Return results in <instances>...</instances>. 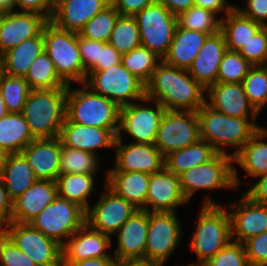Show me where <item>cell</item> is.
I'll use <instances>...</instances> for the list:
<instances>
[{"instance_id":"6da1fadb","label":"cell","mask_w":267,"mask_h":266,"mask_svg":"<svg viewBox=\"0 0 267 266\" xmlns=\"http://www.w3.org/2000/svg\"><path fill=\"white\" fill-rule=\"evenodd\" d=\"M206 89L186 69L163 60L145 85V97L157 101L165 110L193 111L205 103Z\"/></svg>"},{"instance_id":"7a4b0ae2","label":"cell","mask_w":267,"mask_h":266,"mask_svg":"<svg viewBox=\"0 0 267 266\" xmlns=\"http://www.w3.org/2000/svg\"><path fill=\"white\" fill-rule=\"evenodd\" d=\"M200 139L208 142L217 153L234 157L261 129L256 120L236 118L218 112L204 103L198 110ZM227 147H236L229 154ZM238 147V148H237Z\"/></svg>"},{"instance_id":"3957f363","label":"cell","mask_w":267,"mask_h":266,"mask_svg":"<svg viewBox=\"0 0 267 266\" xmlns=\"http://www.w3.org/2000/svg\"><path fill=\"white\" fill-rule=\"evenodd\" d=\"M67 87L31 90L22 115L34 139H51L60 135L65 120Z\"/></svg>"},{"instance_id":"277c9868","label":"cell","mask_w":267,"mask_h":266,"mask_svg":"<svg viewBox=\"0 0 267 266\" xmlns=\"http://www.w3.org/2000/svg\"><path fill=\"white\" fill-rule=\"evenodd\" d=\"M81 88L67 87L64 122L119 131L120 107L110 99L94 93L84 83Z\"/></svg>"},{"instance_id":"5b68a950","label":"cell","mask_w":267,"mask_h":266,"mask_svg":"<svg viewBox=\"0 0 267 266\" xmlns=\"http://www.w3.org/2000/svg\"><path fill=\"white\" fill-rule=\"evenodd\" d=\"M199 214L196 231L189 243L191 250L197 256L198 262H206L225 247L231 238V220L224 205L213 202L212 197L204 198Z\"/></svg>"},{"instance_id":"8992f818","label":"cell","mask_w":267,"mask_h":266,"mask_svg":"<svg viewBox=\"0 0 267 266\" xmlns=\"http://www.w3.org/2000/svg\"><path fill=\"white\" fill-rule=\"evenodd\" d=\"M43 38L44 51L60 79L66 85L85 83L87 73L78 48V33L60 29L49 21L43 28Z\"/></svg>"},{"instance_id":"52a82bcc","label":"cell","mask_w":267,"mask_h":266,"mask_svg":"<svg viewBox=\"0 0 267 266\" xmlns=\"http://www.w3.org/2000/svg\"><path fill=\"white\" fill-rule=\"evenodd\" d=\"M231 155L217 153L212 159L179 174L181 191L190 201L199 190L237 189L241 183Z\"/></svg>"},{"instance_id":"ba28073f","label":"cell","mask_w":267,"mask_h":266,"mask_svg":"<svg viewBox=\"0 0 267 266\" xmlns=\"http://www.w3.org/2000/svg\"><path fill=\"white\" fill-rule=\"evenodd\" d=\"M84 84L120 108L145 97V85L122 63L102 71H88Z\"/></svg>"},{"instance_id":"9c48e42d","label":"cell","mask_w":267,"mask_h":266,"mask_svg":"<svg viewBox=\"0 0 267 266\" xmlns=\"http://www.w3.org/2000/svg\"><path fill=\"white\" fill-rule=\"evenodd\" d=\"M85 216L86 211L78 204L57 196L29 224L63 247L66 239L86 223Z\"/></svg>"},{"instance_id":"30bf717a","label":"cell","mask_w":267,"mask_h":266,"mask_svg":"<svg viewBox=\"0 0 267 266\" xmlns=\"http://www.w3.org/2000/svg\"><path fill=\"white\" fill-rule=\"evenodd\" d=\"M141 38L147 47L162 60L167 55L177 27V16L165 5L154 0L149 6L134 15Z\"/></svg>"},{"instance_id":"8fae6325","label":"cell","mask_w":267,"mask_h":266,"mask_svg":"<svg viewBox=\"0 0 267 266\" xmlns=\"http://www.w3.org/2000/svg\"><path fill=\"white\" fill-rule=\"evenodd\" d=\"M176 212H148L145 262L165 264L182 238Z\"/></svg>"},{"instance_id":"7c38bea8","label":"cell","mask_w":267,"mask_h":266,"mask_svg":"<svg viewBox=\"0 0 267 266\" xmlns=\"http://www.w3.org/2000/svg\"><path fill=\"white\" fill-rule=\"evenodd\" d=\"M0 229L37 266H62V247L29 223L10 221Z\"/></svg>"},{"instance_id":"4fadbf2b","label":"cell","mask_w":267,"mask_h":266,"mask_svg":"<svg viewBox=\"0 0 267 266\" xmlns=\"http://www.w3.org/2000/svg\"><path fill=\"white\" fill-rule=\"evenodd\" d=\"M151 103L154 108H149ZM164 112L165 108L160 103L147 97L123 106L120 108L118 133L128 134L134 140L132 143L155 144Z\"/></svg>"},{"instance_id":"5bb4252c","label":"cell","mask_w":267,"mask_h":266,"mask_svg":"<svg viewBox=\"0 0 267 266\" xmlns=\"http://www.w3.org/2000/svg\"><path fill=\"white\" fill-rule=\"evenodd\" d=\"M200 140L197 112L165 110L158 127L155 146L165 157Z\"/></svg>"},{"instance_id":"9a60e30c","label":"cell","mask_w":267,"mask_h":266,"mask_svg":"<svg viewBox=\"0 0 267 266\" xmlns=\"http://www.w3.org/2000/svg\"><path fill=\"white\" fill-rule=\"evenodd\" d=\"M104 189L105 192L99 194V201L86 210V224L111 237L139 209L118 196L106 184Z\"/></svg>"},{"instance_id":"2e32d148","label":"cell","mask_w":267,"mask_h":266,"mask_svg":"<svg viewBox=\"0 0 267 266\" xmlns=\"http://www.w3.org/2000/svg\"><path fill=\"white\" fill-rule=\"evenodd\" d=\"M122 133H118L114 149L115 164L106 171H139L153 174L164 168L165 157L154 144H123Z\"/></svg>"},{"instance_id":"e0dca14e","label":"cell","mask_w":267,"mask_h":266,"mask_svg":"<svg viewBox=\"0 0 267 266\" xmlns=\"http://www.w3.org/2000/svg\"><path fill=\"white\" fill-rule=\"evenodd\" d=\"M147 234L148 211L139 209L114 234L118 244L113 257L118 263L145 262Z\"/></svg>"},{"instance_id":"ac0fdd59","label":"cell","mask_w":267,"mask_h":266,"mask_svg":"<svg viewBox=\"0 0 267 266\" xmlns=\"http://www.w3.org/2000/svg\"><path fill=\"white\" fill-rule=\"evenodd\" d=\"M240 198L224 206L230 215L231 238L243 244L249 238L267 231V206L252 202L244 194Z\"/></svg>"},{"instance_id":"d6986e66","label":"cell","mask_w":267,"mask_h":266,"mask_svg":"<svg viewBox=\"0 0 267 266\" xmlns=\"http://www.w3.org/2000/svg\"><path fill=\"white\" fill-rule=\"evenodd\" d=\"M48 22L35 12L7 11L0 17V56L24 40L38 36Z\"/></svg>"},{"instance_id":"ffe728a7","label":"cell","mask_w":267,"mask_h":266,"mask_svg":"<svg viewBox=\"0 0 267 266\" xmlns=\"http://www.w3.org/2000/svg\"><path fill=\"white\" fill-rule=\"evenodd\" d=\"M111 243L109 235L98 232L85 223L62 247V266L91 258H114L106 252Z\"/></svg>"},{"instance_id":"44dd1931","label":"cell","mask_w":267,"mask_h":266,"mask_svg":"<svg viewBox=\"0 0 267 266\" xmlns=\"http://www.w3.org/2000/svg\"><path fill=\"white\" fill-rule=\"evenodd\" d=\"M206 93L208 99L205 103L218 112L236 118L251 117V120H257L259 116L250 104L242 83L216 82L206 89Z\"/></svg>"},{"instance_id":"7402d4cb","label":"cell","mask_w":267,"mask_h":266,"mask_svg":"<svg viewBox=\"0 0 267 266\" xmlns=\"http://www.w3.org/2000/svg\"><path fill=\"white\" fill-rule=\"evenodd\" d=\"M186 203L188 201L181 191L178 175L165 167L159 172L150 174L146 211L177 212V208Z\"/></svg>"},{"instance_id":"603a6c76","label":"cell","mask_w":267,"mask_h":266,"mask_svg":"<svg viewBox=\"0 0 267 266\" xmlns=\"http://www.w3.org/2000/svg\"><path fill=\"white\" fill-rule=\"evenodd\" d=\"M111 4V0H55L50 19L56 27L79 33L85 24Z\"/></svg>"},{"instance_id":"cb8c5ba5","label":"cell","mask_w":267,"mask_h":266,"mask_svg":"<svg viewBox=\"0 0 267 266\" xmlns=\"http://www.w3.org/2000/svg\"><path fill=\"white\" fill-rule=\"evenodd\" d=\"M61 146L59 137L34 139L21 151L38 180L57 181Z\"/></svg>"},{"instance_id":"d4e9b609","label":"cell","mask_w":267,"mask_h":266,"mask_svg":"<svg viewBox=\"0 0 267 266\" xmlns=\"http://www.w3.org/2000/svg\"><path fill=\"white\" fill-rule=\"evenodd\" d=\"M119 131H109L100 127L85 126L74 122H64L59 139L63 146L79 149L97 155L101 148H113Z\"/></svg>"},{"instance_id":"484cf974","label":"cell","mask_w":267,"mask_h":266,"mask_svg":"<svg viewBox=\"0 0 267 266\" xmlns=\"http://www.w3.org/2000/svg\"><path fill=\"white\" fill-rule=\"evenodd\" d=\"M226 40L221 30L208 35L204 45L188 68L189 74L205 89L217 82L220 62L226 52Z\"/></svg>"},{"instance_id":"4316f807","label":"cell","mask_w":267,"mask_h":266,"mask_svg":"<svg viewBox=\"0 0 267 266\" xmlns=\"http://www.w3.org/2000/svg\"><path fill=\"white\" fill-rule=\"evenodd\" d=\"M58 196V187L55 181L37 180L21 196L13 201V211L10 221L29 223L47 205Z\"/></svg>"},{"instance_id":"83f0119b","label":"cell","mask_w":267,"mask_h":266,"mask_svg":"<svg viewBox=\"0 0 267 266\" xmlns=\"http://www.w3.org/2000/svg\"><path fill=\"white\" fill-rule=\"evenodd\" d=\"M150 174L139 171H107L105 184L118 196L146 211Z\"/></svg>"},{"instance_id":"f1b7e54d","label":"cell","mask_w":267,"mask_h":266,"mask_svg":"<svg viewBox=\"0 0 267 266\" xmlns=\"http://www.w3.org/2000/svg\"><path fill=\"white\" fill-rule=\"evenodd\" d=\"M44 51L43 31L33 38L7 50L0 56L1 71L7 75L25 78L31 64Z\"/></svg>"},{"instance_id":"f546056e","label":"cell","mask_w":267,"mask_h":266,"mask_svg":"<svg viewBox=\"0 0 267 266\" xmlns=\"http://www.w3.org/2000/svg\"><path fill=\"white\" fill-rule=\"evenodd\" d=\"M207 36L206 33L188 30L177 25L169 51L163 61L171 66L188 70Z\"/></svg>"},{"instance_id":"4dcf8cb0","label":"cell","mask_w":267,"mask_h":266,"mask_svg":"<svg viewBox=\"0 0 267 266\" xmlns=\"http://www.w3.org/2000/svg\"><path fill=\"white\" fill-rule=\"evenodd\" d=\"M5 189L12 201L21 196L38 179L22 153L9 154L1 170Z\"/></svg>"},{"instance_id":"1f68e13d","label":"cell","mask_w":267,"mask_h":266,"mask_svg":"<svg viewBox=\"0 0 267 266\" xmlns=\"http://www.w3.org/2000/svg\"><path fill=\"white\" fill-rule=\"evenodd\" d=\"M267 128L261 129L241 148L233 157V163H237L248 175L257 178L267 174Z\"/></svg>"},{"instance_id":"d6a6232c","label":"cell","mask_w":267,"mask_h":266,"mask_svg":"<svg viewBox=\"0 0 267 266\" xmlns=\"http://www.w3.org/2000/svg\"><path fill=\"white\" fill-rule=\"evenodd\" d=\"M261 27L260 23L245 17L236 7L225 17H221L220 30L224 34L227 50L230 51L238 52Z\"/></svg>"},{"instance_id":"836d02e7","label":"cell","mask_w":267,"mask_h":266,"mask_svg":"<svg viewBox=\"0 0 267 266\" xmlns=\"http://www.w3.org/2000/svg\"><path fill=\"white\" fill-rule=\"evenodd\" d=\"M216 154L217 152L208 142L200 139L197 143L166 155L164 167L175 175H179L183 171L208 162Z\"/></svg>"},{"instance_id":"e575fe53","label":"cell","mask_w":267,"mask_h":266,"mask_svg":"<svg viewBox=\"0 0 267 266\" xmlns=\"http://www.w3.org/2000/svg\"><path fill=\"white\" fill-rule=\"evenodd\" d=\"M32 140L22 113H7L0 119V147L8 153H21Z\"/></svg>"},{"instance_id":"d590c367","label":"cell","mask_w":267,"mask_h":266,"mask_svg":"<svg viewBox=\"0 0 267 266\" xmlns=\"http://www.w3.org/2000/svg\"><path fill=\"white\" fill-rule=\"evenodd\" d=\"M96 174H60L57 178L58 196L78 204L85 211L89 206V197L95 192Z\"/></svg>"},{"instance_id":"8d00e7d4","label":"cell","mask_w":267,"mask_h":266,"mask_svg":"<svg viewBox=\"0 0 267 266\" xmlns=\"http://www.w3.org/2000/svg\"><path fill=\"white\" fill-rule=\"evenodd\" d=\"M25 80L31 90L68 87L56 73L53 61L45 51L31 64Z\"/></svg>"},{"instance_id":"74e56055","label":"cell","mask_w":267,"mask_h":266,"mask_svg":"<svg viewBox=\"0 0 267 266\" xmlns=\"http://www.w3.org/2000/svg\"><path fill=\"white\" fill-rule=\"evenodd\" d=\"M161 61L162 59L155 53L141 45L123 54L121 63L129 72L146 85Z\"/></svg>"},{"instance_id":"f35d334b","label":"cell","mask_w":267,"mask_h":266,"mask_svg":"<svg viewBox=\"0 0 267 266\" xmlns=\"http://www.w3.org/2000/svg\"><path fill=\"white\" fill-rule=\"evenodd\" d=\"M108 43L121 55L141 46L140 32L135 17L120 15Z\"/></svg>"},{"instance_id":"ab89813d","label":"cell","mask_w":267,"mask_h":266,"mask_svg":"<svg viewBox=\"0 0 267 266\" xmlns=\"http://www.w3.org/2000/svg\"><path fill=\"white\" fill-rule=\"evenodd\" d=\"M99 166L97 155L63 145L61 146L60 174H96Z\"/></svg>"},{"instance_id":"60d3db41","label":"cell","mask_w":267,"mask_h":266,"mask_svg":"<svg viewBox=\"0 0 267 266\" xmlns=\"http://www.w3.org/2000/svg\"><path fill=\"white\" fill-rule=\"evenodd\" d=\"M177 24L188 30L212 35L220 30L221 18H217V15L212 11L193 5L177 16Z\"/></svg>"},{"instance_id":"b9f144b4","label":"cell","mask_w":267,"mask_h":266,"mask_svg":"<svg viewBox=\"0 0 267 266\" xmlns=\"http://www.w3.org/2000/svg\"><path fill=\"white\" fill-rule=\"evenodd\" d=\"M0 91L9 113H22L26 98L31 91L23 77H14L0 72Z\"/></svg>"},{"instance_id":"7bdbcfd3","label":"cell","mask_w":267,"mask_h":266,"mask_svg":"<svg viewBox=\"0 0 267 266\" xmlns=\"http://www.w3.org/2000/svg\"><path fill=\"white\" fill-rule=\"evenodd\" d=\"M242 85L250 104L260 114L267 104V65L252 66Z\"/></svg>"},{"instance_id":"ee69618b","label":"cell","mask_w":267,"mask_h":266,"mask_svg":"<svg viewBox=\"0 0 267 266\" xmlns=\"http://www.w3.org/2000/svg\"><path fill=\"white\" fill-rule=\"evenodd\" d=\"M120 14L110 4L99 14L93 16L79 34L87 39L108 42Z\"/></svg>"},{"instance_id":"f6af8a7d","label":"cell","mask_w":267,"mask_h":266,"mask_svg":"<svg viewBox=\"0 0 267 266\" xmlns=\"http://www.w3.org/2000/svg\"><path fill=\"white\" fill-rule=\"evenodd\" d=\"M252 66L237 51L226 50L219 65L217 82L242 83Z\"/></svg>"},{"instance_id":"bcb514c9","label":"cell","mask_w":267,"mask_h":266,"mask_svg":"<svg viewBox=\"0 0 267 266\" xmlns=\"http://www.w3.org/2000/svg\"><path fill=\"white\" fill-rule=\"evenodd\" d=\"M238 53L253 66L267 65V26H262Z\"/></svg>"},{"instance_id":"7dc6e473","label":"cell","mask_w":267,"mask_h":266,"mask_svg":"<svg viewBox=\"0 0 267 266\" xmlns=\"http://www.w3.org/2000/svg\"><path fill=\"white\" fill-rule=\"evenodd\" d=\"M205 263L208 266H249L244 244L233 240Z\"/></svg>"},{"instance_id":"c3c4849f","label":"cell","mask_w":267,"mask_h":266,"mask_svg":"<svg viewBox=\"0 0 267 266\" xmlns=\"http://www.w3.org/2000/svg\"><path fill=\"white\" fill-rule=\"evenodd\" d=\"M0 266H37L0 229Z\"/></svg>"},{"instance_id":"681fc988","label":"cell","mask_w":267,"mask_h":266,"mask_svg":"<svg viewBox=\"0 0 267 266\" xmlns=\"http://www.w3.org/2000/svg\"><path fill=\"white\" fill-rule=\"evenodd\" d=\"M249 266H267V231L244 243Z\"/></svg>"},{"instance_id":"f907efd6","label":"cell","mask_w":267,"mask_h":266,"mask_svg":"<svg viewBox=\"0 0 267 266\" xmlns=\"http://www.w3.org/2000/svg\"><path fill=\"white\" fill-rule=\"evenodd\" d=\"M78 48L87 73L98 61L99 41L87 39L78 33Z\"/></svg>"},{"instance_id":"816d5d0a","label":"cell","mask_w":267,"mask_h":266,"mask_svg":"<svg viewBox=\"0 0 267 266\" xmlns=\"http://www.w3.org/2000/svg\"><path fill=\"white\" fill-rule=\"evenodd\" d=\"M122 55L108 42L99 41V54L97 63L89 71H102L111 66L120 64Z\"/></svg>"},{"instance_id":"f5cc1de1","label":"cell","mask_w":267,"mask_h":266,"mask_svg":"<svg viewBox=\"0 0 267 266\" xmlns=\"http://www.w3.org/2000/svg\"><path fill=\"white\" fill-rule=\"evenodd\" d=\"M16 7L20 11L41 14L50 21L55 9V0H15Z\"/></svg>"},{"instance_id":"db71d44e","label":"cell","mask_w":267,"mask_h":266,"mask_svg":"<svg viewBox=\"0 0 267 266\" xmlns=\"http://www.w3.org/2000/svg\"><path fill=\"white\" fill-rule=\"evenodd\" d=\"M245 7L236 6L245 17L251 18L262 26H267V0H244Z\"/></svg>"},{"instance_id":"11a10c76","label":"cell","mask_w":267,"mask_h":266,"mask_svg":"<svg viewBox=\"0 0 267 266\" xmlns=\"http://www.w3.org/2000/svg\"><path fill=\"white\" fill-rule=\"evenodd\" d=\"M154 0H111L120 15L134 16L149 6Z\"/></svg>"},{"instance_id":"9f6ffc18","label":"cell","mask_w":267,"mask_h":266,"mask_svg":"<svg viewBox=\"0 0 267 266\" xmlns=\"http://www.w3.org/2000/svg\"><path fill=\"white\" fill-rule=\"evenodd\" d=\"M248 191L243 193L252 202L267 206V174L261 175Z\"/></svg>"},{"instance_id":"6f0895ef","label":"cell","mask_w":267,"mask_h":266,"mask_svg":"<svg viewBox=\"0 0 267 266\" xmlns=\"http://www.w3.org/2000/svg\"><path fill=\"white\" fill-rule=\"evenodd\" d=\"M13 211V201L10 199L5 189L2 175L0 172V228L10 222Z\"/></svg>"},{"instance_id":"680465c9","label":"cell","mask_w":267,"mask_h":266,"mask_svg":"<svg viewBox=\"0 0 267 266\" xmlns=\"http://www.w3.org/2000/svg\"><path fill=\"white\" fill-rule=\"evenodd\" d=\"M194 5L212 11L216 15H220V12L225 10L224 16L236 7L229 4L227 0H194Z\"/></svg>"},{"instance_id":"91938a15","label":"cell","mask_w":267,"mask_h":266,"mask_svg":"<svg viewBox=\"0 0 267 266\" xmlns=\"http://www.w3.org/2000/svg\"><path fill=\"white\" fill-rule=\"evenodd\" d=\"M167 7V9L175 16L181 12L187 11L194 5V0H156Z\"/></svg>"},{"instance_id":"94428289","label":"cell","mask_w":267,"mask_h":266,"mask_svg":"<svg viewBox=\"0 0 267 266\" xmlns=\"http://www.w3.org/2000/svg\"><path fill=\"white\" fill-rule=\"evenodd\" d=\"M115 258H91L71 263L68 266H118Z\"/></svg>"},{"instance_id":"6125c7cd","label":"cell","mask_w":267,"mask_h":266,"mask_svg":"<svg viewBox=\"0 0 267 266\" xmlns=\"http://www.w3.org/2000/svg\"><path fill=\"white\" fill-rule=\"evenodd\" d=\"M118 266H164V264L150 262H124L119 263Z\"/></svg>"},{"instance_id":"be15d7a7","label":"cell","mask_w":267,"mask_h":266,"mask_svg":"<svg viewBox=\"0 0 267 266\" xmlns=\"http://www.w3.org/2000/svg\"><path fill=\"white\" fill-rule=\"evenodd\" d=\"M0 4L6 11L15 10V0H0Z\"/></svg>"},{"instance_id":"e7e4bbea","label":"cell","mask_w":267,"mask_h":266,"mask_svg":"<svg viewBox=\"0 0 267 266\" xmlns=\"http://www.w3.org/2000/svg\"><path fill=\"white\" fill-rule=\"evenodd\" d=\"M10 153H8L5 149L0 147V172L7 162L8 156Z\"/></svg>"},{"instance_id":"03108f58","label":"cell","mask_w":267,"mask_h":266,"mask_svg":"<svg viewBox=\"0 0 267 266\" xmlns=\"http://www.w3.org/2000/svg\"><path fill=\"white\" fill-rule=\"evenodd\" d=\"M7 113L9 112L7 111V108H6L4 99H3V95L1 94V91H0V119Z\"/></svg>"},{"instance_id":"003e7915","label":"cell","mask_w":267,"mask_h":266,"mask_svg":"<svg viewBox=\"0 0 267 266\" xmlns=\"http://www.w3.org/2000/svg\"><path fill=\"white\" fill-rule=\"evenodd\" d=\"M186 266H208L205 262L190 263Z\"/></svg>"},{"instance_id":"a7ac6f4b","label":"cell","mask_w":267,"mask_h":266,"mask_svg":"<svg viewBox=\"0 0 267 266\" xmlns=\"http://www.w3.org/2000/svg\"><path fill=\"white\" fill-rule=\"evenodd\" d=\"M7 11L0 4V17L5 14Z\"/></svg>"}]
</instances>
